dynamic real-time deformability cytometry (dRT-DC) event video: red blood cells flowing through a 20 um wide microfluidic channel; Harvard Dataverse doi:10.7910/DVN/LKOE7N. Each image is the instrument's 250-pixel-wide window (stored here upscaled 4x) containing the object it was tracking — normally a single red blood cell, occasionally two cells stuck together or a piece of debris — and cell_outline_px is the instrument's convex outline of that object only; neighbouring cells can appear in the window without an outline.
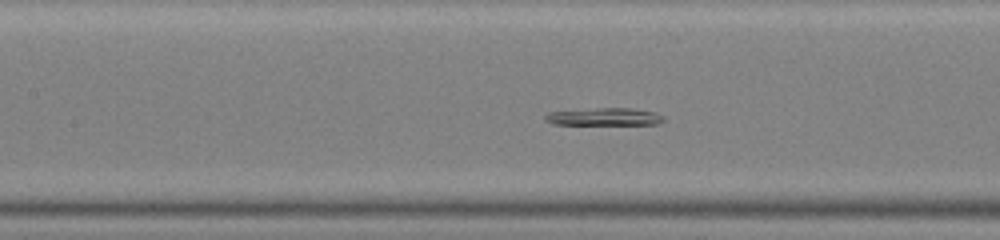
{"species": "common noctule bat (a hibernating species)", "species_latin": "Nyctalus noctula", "temperature_condition": "warm", "stored_images_in_passage": 42, "segment_of_instrument_passage": [2, 2], "camera_frame_rate_fps": 3000, "um_per_image_px": 0.085, "animal": {"sex": "male", "body_mass_g": 19.0, "forearm_length_mm": 50.8}, "frame": {"image": 1, "passage_image": 16, "time_ms": 5.0, "image_size_px": [1000, 240], "cell_outline_px": [[664, 120], [660, 124], [552, 124], [544, 120], [544, 116], [548, 112], [596, 108], [632, 108], [656, 112], [664, 116]], "centroid_in_image_um": [51.38, 9.92], "position_along_channel_um": 156.0, "area_um2": 12.14}}
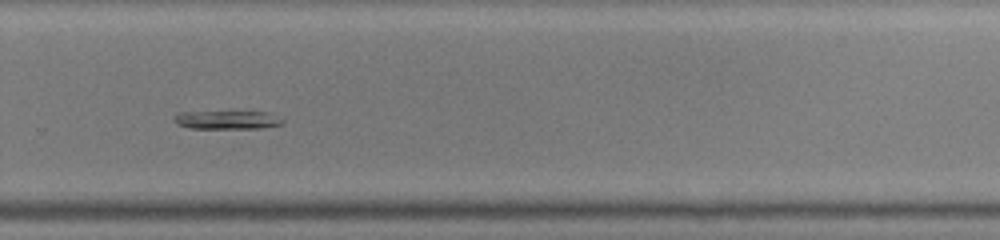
{"frame": {"image": 2, "passage_image": 27, "time_ms": 8.667, "image_size_px": [1000, 240], "cell_outline_px": [[284, 124], [264, 128], [188, 128], [176, 124], [172, 116], [176, 112], [268, 112], [284, 120]], "centroid_in_image_um": [19.28, 10.19], "position_along_channel_um": 310.5, "area_um2": 11.73}}
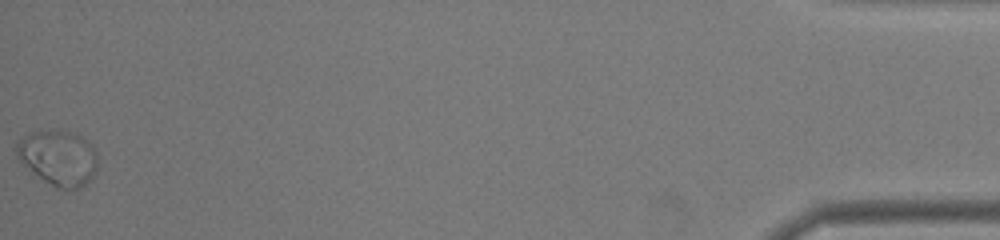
{"frame": {"image": 3, "passage_image": 42, "time_ms": 13.667, "image_size_px": [1000, 240], "cell_outline_px": [[96, 172], [84, 184], [76, 188], [56, 188], [44, 180], [20, 160], [16, 156], [16, 144], [24, 136], [32, 132], [48, 128], [68, 132], [80, 136], [92, 144], [96, 152]], "centroid_in_image_um": [4.95, 13.37], "position_along_channel_um": 430.2, "area_um2": 25.66}}